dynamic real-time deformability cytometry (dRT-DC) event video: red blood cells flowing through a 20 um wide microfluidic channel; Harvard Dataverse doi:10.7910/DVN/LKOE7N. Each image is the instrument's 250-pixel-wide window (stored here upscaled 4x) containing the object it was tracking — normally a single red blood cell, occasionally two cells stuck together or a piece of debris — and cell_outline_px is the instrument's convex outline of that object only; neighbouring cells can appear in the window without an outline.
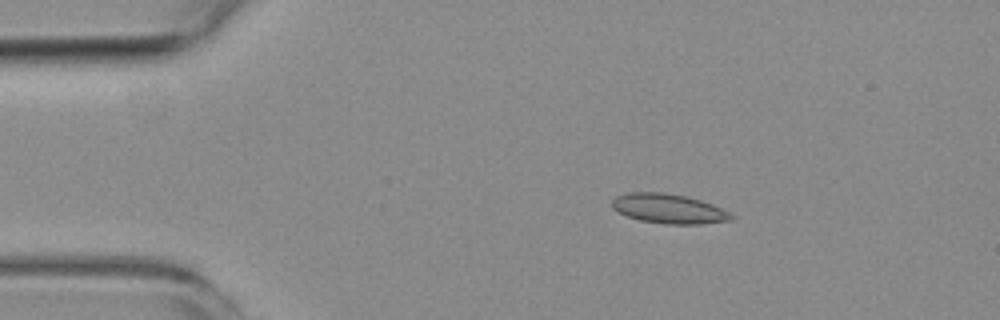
{"species": "common noctule bat (a hibernating species)", "species_latin": "Nyctalus noctula", "temperature_condition": "room temperature", "stored_images_in_passage": 6, "camera_frame_rate_fps": 3000, "um_per_image_px": 0.085, "animal": {"sex": "female", "body_mass_g": 19.3, "forearm_length_mm": 54.1}, "frame": {"image": 1, "passage_image": 3, "time_ms": 2.333, "image_size_px": [1000, 320], "cell_outline_px": [[732, 220], [700, 224], [664, 224], [640, 220], [628, 216], [612, 208], [612, 200], [616, 196], [628, 192], [664, 192], [684, 196], [700, 200], [712, 204], [728, 212], [732, 216]], "centroid_in_image_um": [56.81, 17.73], "position_along_channel_um": 28.2, "area_um2": 20.35}}
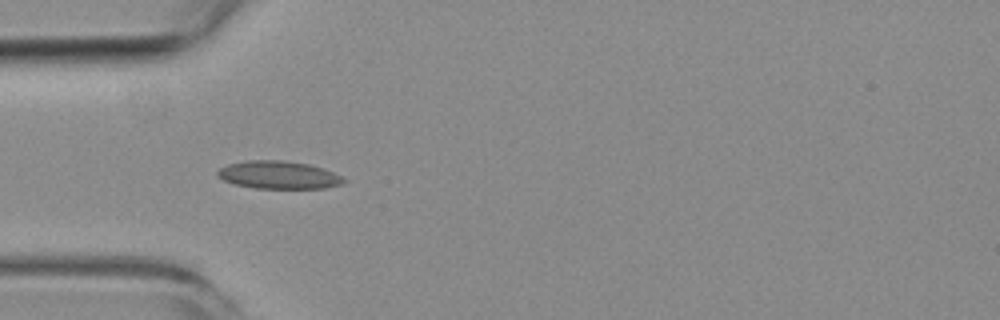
{"frame": {"image": 2, "passage_image": 5, "time_ms": 4.667, "image_size_px": [1000, 320], "cell_outline_px": [[348, 180], [344, 184], [324, 188], [256, 188], [236, 184], [224, 180], [216, 176], [216, 172], [220, 168], [228, 164], [248, 160], [284, 160], [308, 164], [332, 172]], "centroid_in_image_um": [23.68, 14.87], "position_along_channel_um": 61.3, "area_um2": 20.35}}
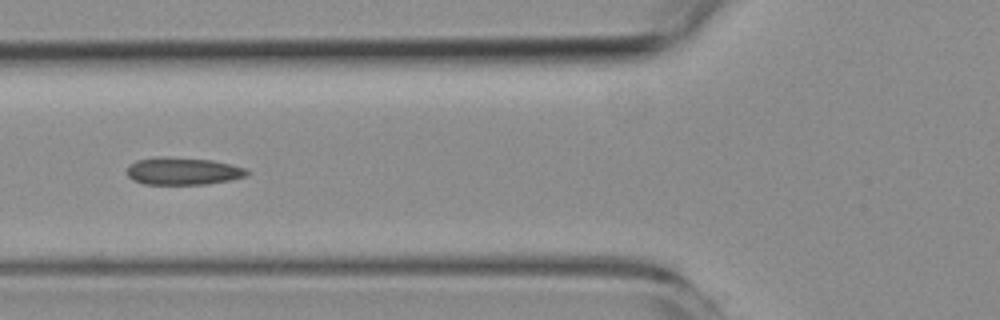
{"frame": {"image": 3, "passage_image": 6, "time_ms": 6.0, "image_size_px": [1000, 320], "cell_outline_px": [[252, 172], [248, 176], [232, 180], [208, 184], [144, 184], [132, 180], [128, 176], [128, 164], [136, 160], [160, 156], [168, 156], [212, 160], [232, 164], [248, 168]], "centroid_in_image_um": [15.61, 14.54], "position_along_channel_um": 110.2, "area_um2": 19.65}}